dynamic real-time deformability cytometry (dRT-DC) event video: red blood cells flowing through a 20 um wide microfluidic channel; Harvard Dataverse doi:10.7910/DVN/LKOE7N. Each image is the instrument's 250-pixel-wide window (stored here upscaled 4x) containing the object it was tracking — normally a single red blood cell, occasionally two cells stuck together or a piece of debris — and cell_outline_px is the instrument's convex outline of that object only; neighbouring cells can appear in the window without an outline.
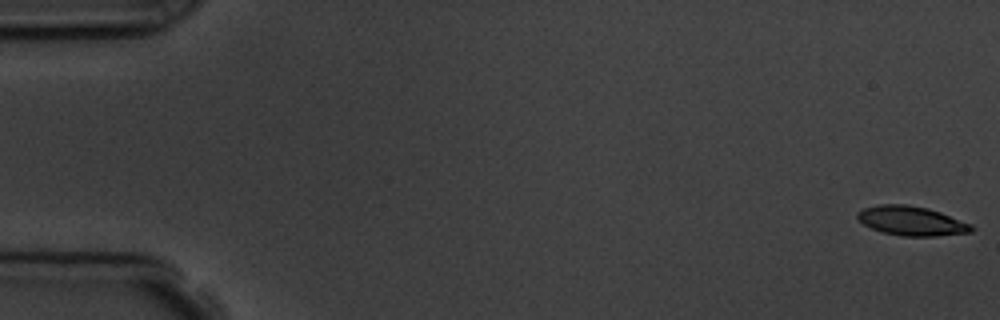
{"species": "common noctule bat (a hibernating species)", "species_latin": "Nyctalus noctula", "temperature_condition": "room temperature", "stored_images_in_passage": 6, "camera_frame_rate_fps": 3000, "um_per_image_px": 0.085, "animal": {"sex": "male", "body_mass_g": 19.5, "forearm_length_mm": 54.6}, "frame": {"image": 1, "passage_image": 1, "time_ms": 0.0, "image_size_px": [1000, 320], "cell_outline_px": [[976, 228], [972, 232], [936, 236], [900, 236], [880, 232], [864, 224], [856, 216], [856, 212], [864, 208], [880, 204], [904, 204], [928, 208], [940, 212], [972, 224]], "centroid_in_image_um": [77.49, 18.78], "position_along_channel_um": 7.5, "area_um2": 19.59}}
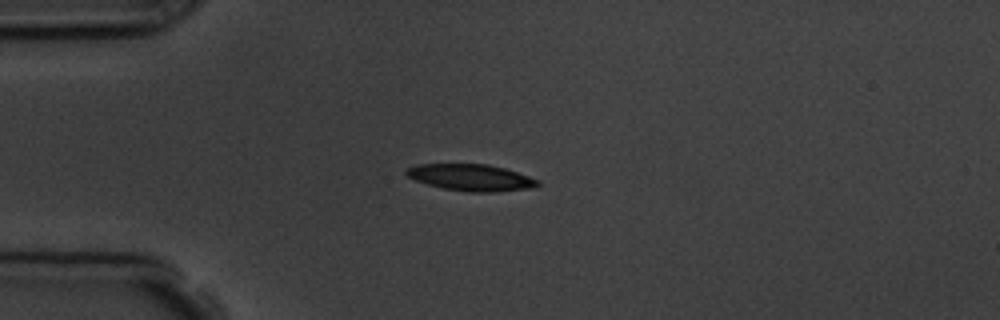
{"frame": {"image": 2, "passage_image": 4, "time_ms": 4.333, "image_size_px": [1000, 320], "cell_outline_px": [[540, 184], [528, 188], [496, 192], [468, 192], [444, 188], [428, 184], [416, 180], [408, 176], [404, 172], [408, 168], [416, 164], [488, 164], [504, 168], [540, 180]], "centroid_in_image_um": [40.03, 15.08], "position_along_channel_um": 45.0, "area_um2": 20.17}}
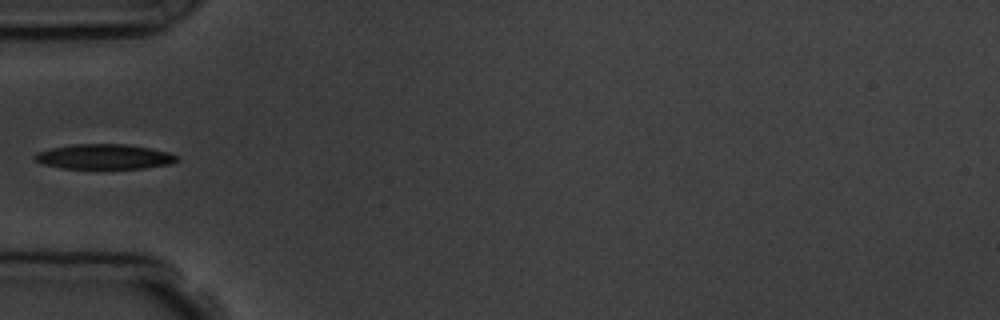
{"frame": {"image": 3, "passage_image": 5, "time_ms": 5.667, "image_size_px": [1000, 320], "cell_outline_px": [[180, 160], [172, 164], [144, 168], [60, 168], [40, 164], [32, 156], [36, 152], [52, 148], [72, 144], [128, 144], [168, 152], [176, 156]], "centroid_in_image_um": [8.83, 13.32], "position_along_channel_um": 76.2, "area_um2": 20.75}}